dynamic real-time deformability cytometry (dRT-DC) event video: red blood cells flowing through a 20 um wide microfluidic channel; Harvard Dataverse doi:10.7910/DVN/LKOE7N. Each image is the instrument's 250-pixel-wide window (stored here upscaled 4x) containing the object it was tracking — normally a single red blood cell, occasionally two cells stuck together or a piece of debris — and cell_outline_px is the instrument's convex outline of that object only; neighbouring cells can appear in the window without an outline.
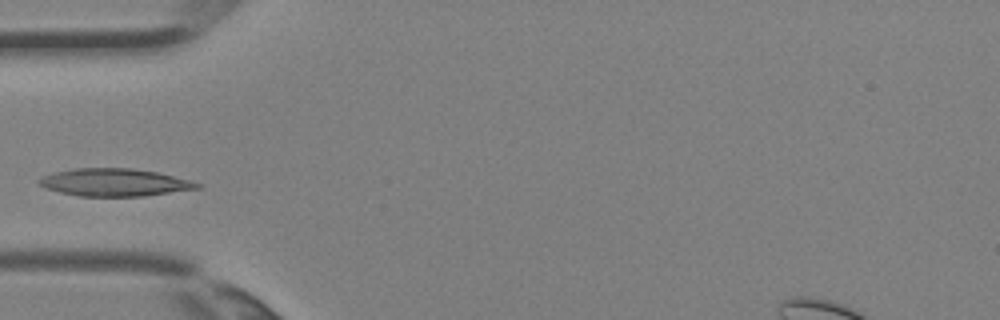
{"species": "Egyptian fruit bat (a non-hibernating species)", "species_latin": "Rousettus aegyptiacus", "temperature_condition": "room temperature", "stored_images_in_passage": 2, "camera_frame_rate_fps": 3000, "um_per_image_px": 0.085, "animal": {"sex": "female"}, "frame": {"image": 1, "passage_image": 2, "time_ms": 0.333, "image_size_px": [1000, 320], "cell_outline_px": [[204, 184], [200, 188], [144, 196], [80, 196], [60, 192], [44, 188], [36, 180], [44, 176], [56, 172], [76, 168], [132, 168], [156, 172]], "centroid_in_image_um": [9.73, 15.51], "position_along_channel_um": 75.3, "area_um2": 25.2}}